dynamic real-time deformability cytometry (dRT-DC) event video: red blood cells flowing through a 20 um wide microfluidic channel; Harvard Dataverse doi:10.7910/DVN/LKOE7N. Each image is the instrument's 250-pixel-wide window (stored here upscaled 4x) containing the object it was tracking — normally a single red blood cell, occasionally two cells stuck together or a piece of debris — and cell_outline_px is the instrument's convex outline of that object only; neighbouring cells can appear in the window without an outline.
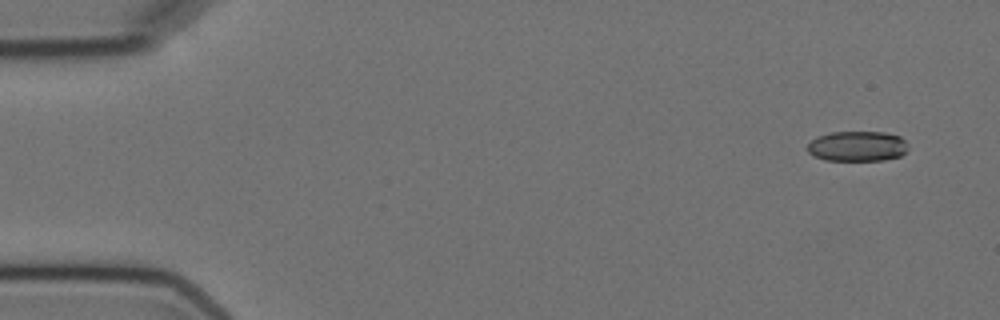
{"species": "Egyptian fruit bat (a non-hibernating species)", "species_latin": "Rousettus aegyptiacus", "temperature_condition": "cold", "stored_images_in_passage": 9, "camera_frame_rate_fps": 3000, "um_per_image_px": 0.085, "animal": {"sex": "female"}, "frame": {"image": 1, "passage_image": 1, "time_ms": 0.0, "image_size_px": [1000, 320], "cell_outline_px": [[908, 148], [900, 156], [884, 160], [824, 160], [812, 156], [808, 152], [808, 144], [816, 136], [832, 132], [884, 132], [900, 136], [904, 140]], "centroid_in_image_um": [72.85, 12.43], "position_along_channel_um": 12.2, "area_um2": 17.74}}
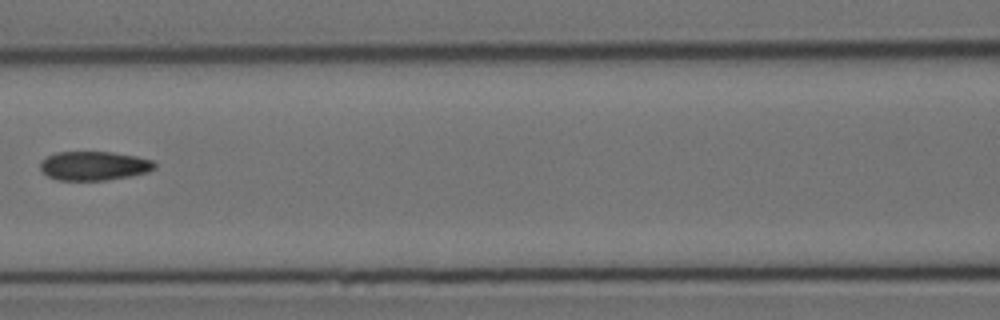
{"frame": {"image": 2, "passage_image": 6, "time_ms": 7.333, "image_size_px": [1000, 320], "cell_outline_px": [[156, 168], [148, 172], [132, 176], [108, 180], [56, 180], [48, 176], [40, 168], [40, 160], [56, 152], [112, 152], [136, 156], [152, 160], [156, 164]], "centroid_in_image_um": [8.01, 14.1], "position_along_channel_um": 158.6, "area_um2": 19.48}}
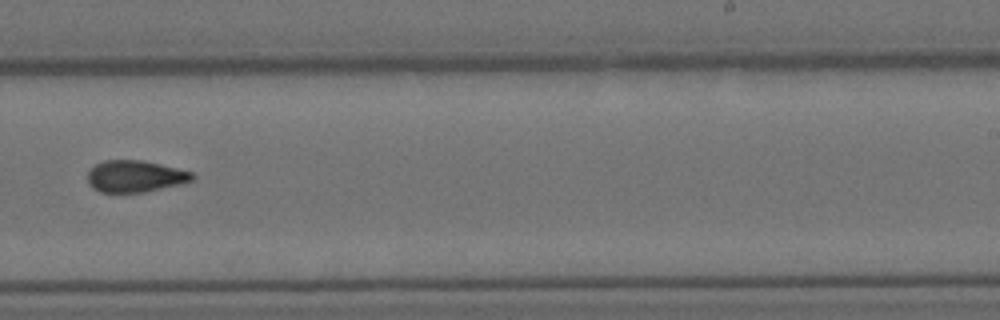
{"frame": {"image": 3, "passage_image": 9, "time_ms": 10.667, "image_size_px": [1000, 320], "cell_outline_px": [[196, 176], [192, 180], [184, 184], [144, 192], [100, 192], [92, 188], [88, 184], [88, 172], [96, 164], [104, 160], [140, 160], [160, 164], [192, 172]], "centroid_in_image_um": [11.5, 14.99], "position_along_channel_um": 277.5, "area_um2": 19.42}}